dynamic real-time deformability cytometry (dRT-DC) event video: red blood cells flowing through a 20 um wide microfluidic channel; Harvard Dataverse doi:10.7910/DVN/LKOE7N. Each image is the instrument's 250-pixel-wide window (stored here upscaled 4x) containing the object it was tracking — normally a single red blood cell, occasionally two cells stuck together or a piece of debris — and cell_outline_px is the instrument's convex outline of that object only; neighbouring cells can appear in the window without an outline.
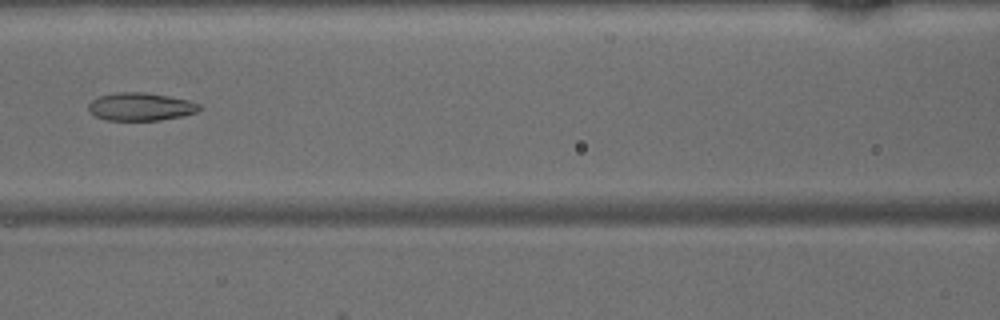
{"species": "common noctule bat (a hibernating species)", "species_latin": "Nyctalus noctula", "temperature_condition": "warm", "stored_images_in_passage": 47, "camera_frame_rate_fps": 3000, "um_per_image_px": 0.085, "animal": {"sex": "male", "body_mass_g": 15.6}, "frame": {"image": 1, "passage_image": 21, "time_ms": 6.667, "image_size_px": [1000, 320], "cell_outline_px": [[200, 108], [196, 112], [180, 116], [160, 120], [104, 120], [88, 112], [88, 104], [92, 100], [100, 96], [116, 92], [144, 92], [168, 96], [188, 100], [200, 104]], "centroid_in_image_um": [11.91, 9.07], "position_along_channel_um": 154.7, "area_um2": 17.98}}
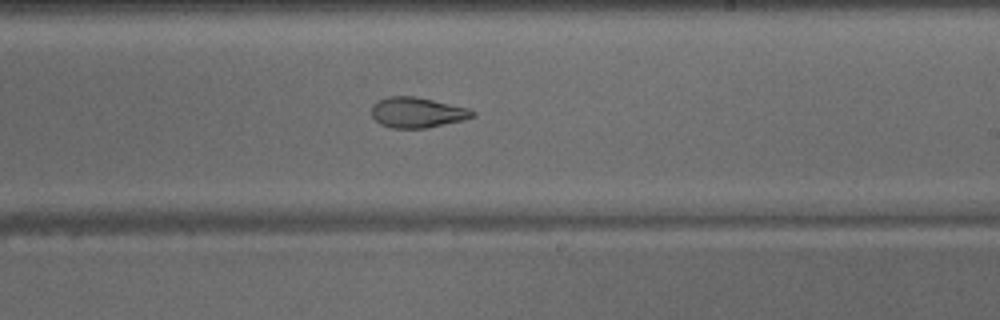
{"frame": {"image": 2, "passage_image": 28, "time_ms": 9.0, "image_size_px": [1000, 320], "cell_outline_px": [[476, 116], [464, 120], [424, 128], [392, 128], [380, 124], [372, 116], [372, 104], [388, 96], [416, 96], [468, 108], [476, 112]], "centroid_in_image_um": [35.47, 9.56], "position_along_channel_um": 253.5, "area_um2": 17.86}}
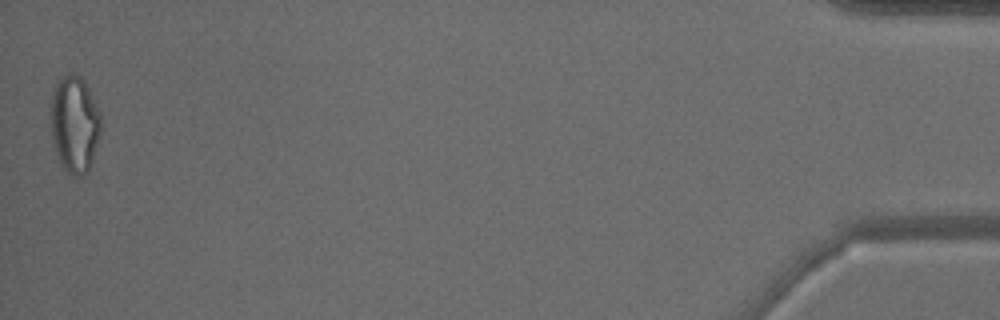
{"frame": {"image": 3, "passage_image": 47, "time_ms": 15.333, "image_size_px": [1000, 320], "cell_outline_px": [[100, 132], [92, 160], [88, 172], [80, 176], [72, 176], [60, 164], [52, 140], [52, 92], [60, 76], [68, 72], [72, 72], [84, 80], [100, 112]], "centroid_in_image_um": [6.34, 10.54], "position_along_channel_um": 428.9, "area_um2": 28.09}}